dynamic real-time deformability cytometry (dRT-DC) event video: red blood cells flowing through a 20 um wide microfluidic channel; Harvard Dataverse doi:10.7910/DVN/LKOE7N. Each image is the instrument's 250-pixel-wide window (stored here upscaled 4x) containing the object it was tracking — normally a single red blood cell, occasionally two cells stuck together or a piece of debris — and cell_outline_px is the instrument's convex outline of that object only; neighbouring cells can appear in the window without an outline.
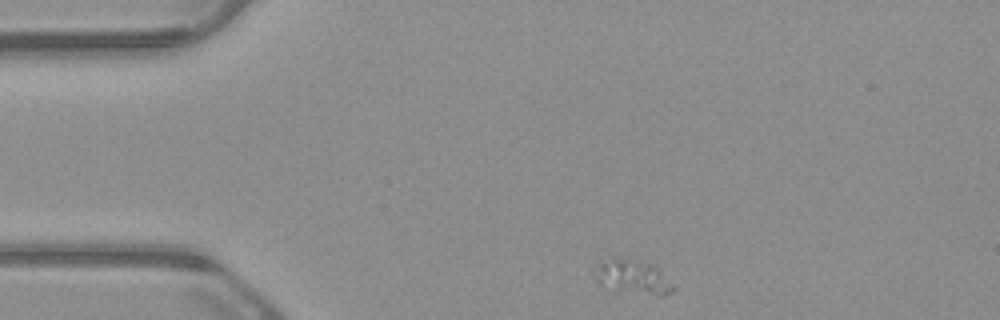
{"species": "common noctule bat (a hibernating species)", "species_latin": "Nyctalus noctula", "temperature_condition": "warm", "stored_images_in_passage": 47, "camera_frame_rate_fps": 3000, "um_per_image_px": 0.085, "animal": {"sex": "male", "body_mass_g": 23.1, "forearm_length_mm": 52.7}, "frame": {"image": 1, "passage_image": 1, "time_ms": 0.0, "image_size_px": [1000, 320], "cell_outline_px": [[676, 288], [672, 292], [660, 296], [656, 296], [600, 284], [592, 276], [600, 260], [612, 256], [616, 256], [636, 260], [648, 264], [656, 268]], "centroid_in_image_um": [53.73, 23.49], "position_along_channel_um": 31.3, "area_um2": 15.14}}
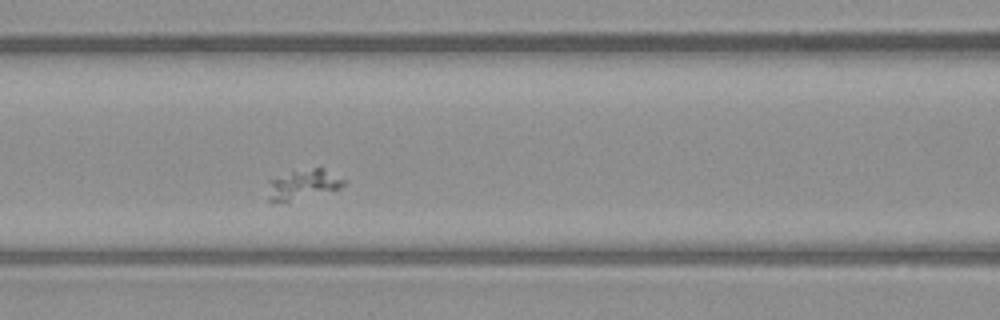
{"frame": {"image": 2, "passage_image": 14, "time_ms": 4.333, "image_size_px": [1000, 320], "cell_outline_px": [[344, 184], [340, 188], [288, 200], [268, 200], [268, 180], [292, 172], [312, 168], [324, 168], [344, 180]], "centroid_in_image_um": [25.75, 15.64], "position_along_channel_um": 140.9, "area_um2": 12.37}}
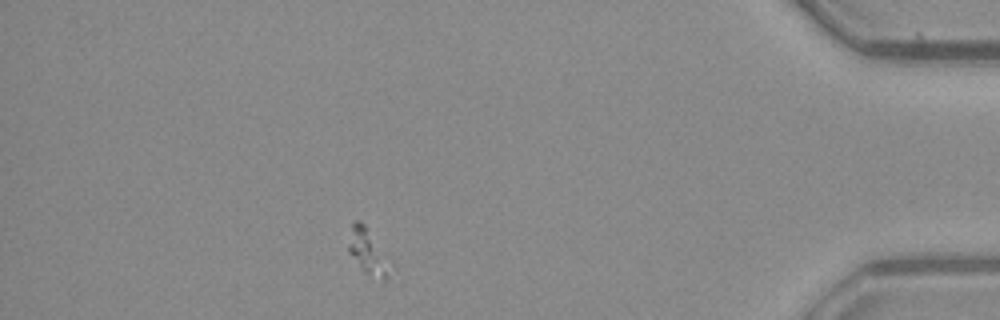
{"frame": {"image": 3, "passage_image": 40, "time_ms": 13.0, "image_size_px": [1000, 320], "cell_outline_px": [[396, 268], [392, 280], [384, 284], [364, 272], [348, 252], [348, 244], [352, 220], [356, 220], [364, 224], [392, 260]], "centroid_in_image_um": [31.44, 21.56], "position_along_channel_um": 403.8, "area_um2": 12.2}}